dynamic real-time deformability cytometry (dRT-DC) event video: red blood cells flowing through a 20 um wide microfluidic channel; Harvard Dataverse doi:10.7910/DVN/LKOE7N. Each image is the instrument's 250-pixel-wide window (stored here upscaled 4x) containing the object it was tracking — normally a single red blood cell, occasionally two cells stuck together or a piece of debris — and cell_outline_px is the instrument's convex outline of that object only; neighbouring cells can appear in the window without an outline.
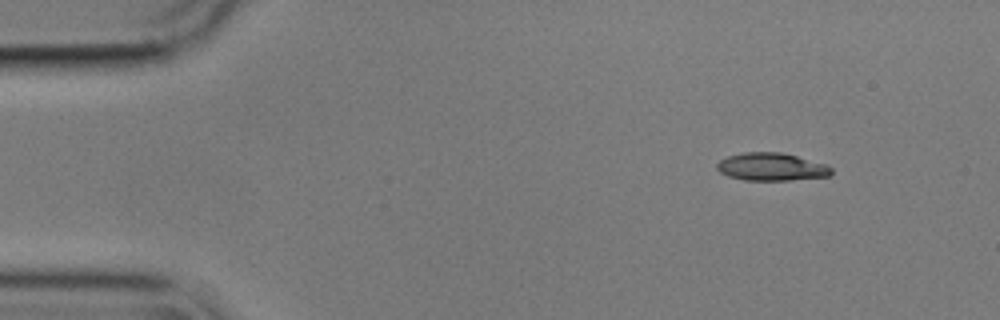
{"species": "common noctule bat (a hibernating species)", "species_latin": "Nyctalus noctula", "temperature_condition": "cold", "stored_images_in_passage": 50, "camera_frame_rate_fps": 3000, "um_per_image_px": 0.085, "animal": {"sex": "male", "body_mass_g": 17.9}, "frame": {"image": 1, "passage_image": 1, "time_ms": 0.0, "image_size_px": [1000, 320], "cell_outline_px": [[832, 176], [788, 180], [744, 180], [728, 176], [720, 172], [716, 168], [716, 164], [720, 160], [728, 156], [744, 152], [780, 152], [828, 164], [832, 168]], "centroid_in_image_um": [65.59, 14.18], "position_along_channel_um": 19.4, "area_um2": 18.61}}
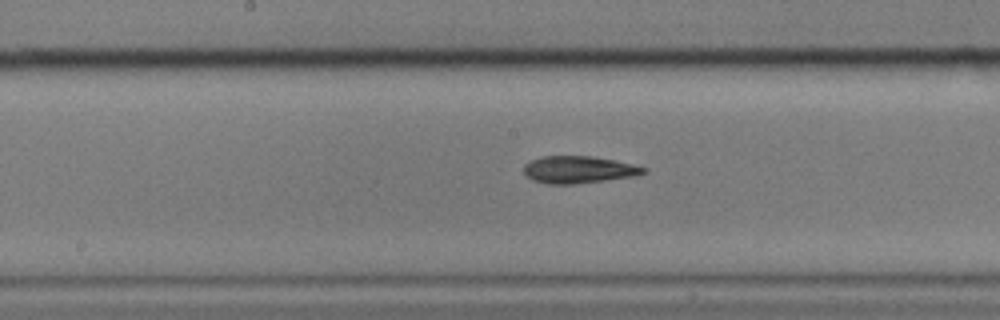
{"frame": {"image": 2, "passage_image": 23, "time_ms": 7.333, "image_size_px": [1000, 320], "cell_outline_px": [[648, 172], [636, 176], [572, 184], [548, 184], [532, 180], [524, 172], [524, 164], [532, 160], [544, 156], [592, 156], [632, 164], [648, 168]], "centroid_in_image_um": [49.2, 14.42], "position_along_channel_um": 199.0, "area_um2": 18.84}}
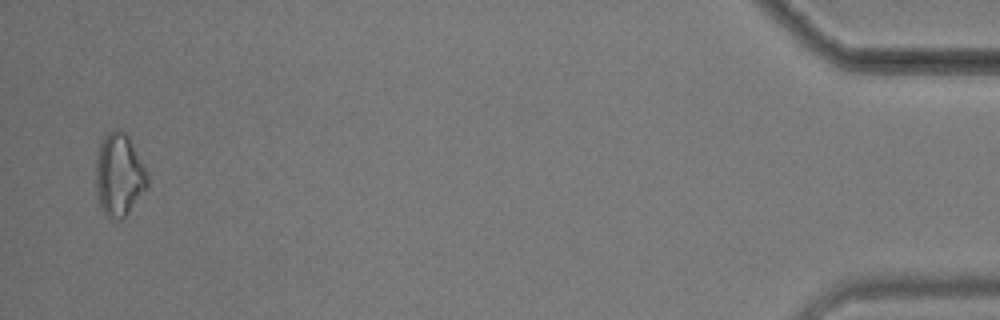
{"frame": {"image": 3, "passage_image": 49, "time_ms": 16.0, "image_size_px": [1000, 320], "cell_outline_px": [[148, 184], [128, 212], [120, 220], [108, 220], [104, 216], [96, 192], [96, 160], [100, 144], [104, 136], [112, 128], [120, 128], [128, 136], [148, 176]], "centroid_in_image_um": [10.08, 14.87], "position_along_channel_um": 425.1, "area_um2": 24.62}, "authors_computed_cell_mechanics": {"area_um2": 19.1318, "velocity_mm_per_s": 3.5824, "shape_relaxation_time_tau1_ms": 6.8688, "shape_relaxation_time_tau2_ms": 3.1157, "deformation_change_tau1": 0.1645, "deformation_change_tau2": 0.1116}}